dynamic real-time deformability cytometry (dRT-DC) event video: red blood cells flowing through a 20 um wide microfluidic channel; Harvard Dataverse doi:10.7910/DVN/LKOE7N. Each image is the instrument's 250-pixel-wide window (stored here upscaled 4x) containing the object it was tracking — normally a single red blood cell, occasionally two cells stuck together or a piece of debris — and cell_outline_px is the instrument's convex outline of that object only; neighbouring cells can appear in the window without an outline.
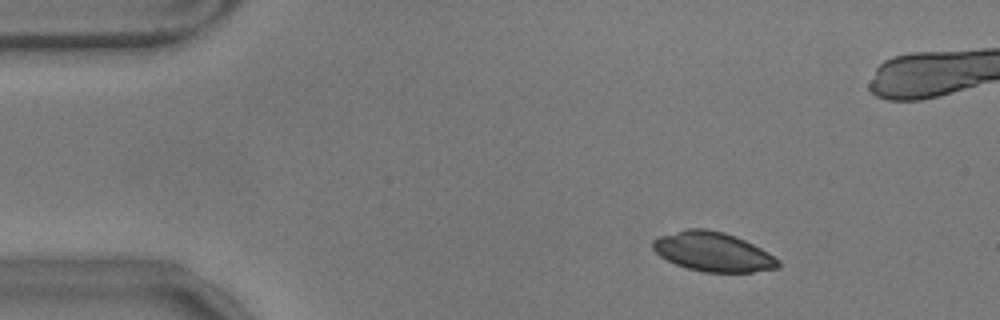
{"species": "common noctule bat (a hibernating species)", "species_latin": "Nyctalus noctula", "temperature_condition": "warm", "stored_images_in_passage": 51, "camera_frame_rate_fps": 3000, "um_per_image_px": 0.085, "animal": {"sex": "male", "body_mass_g": 17.9}, "frame": {"image": 1, "passage_image": 1, "time_ms": 0.0, "image_size_px": [1000, 320], "cell_outline_px": [[780, 268], [752, 272], [704, 272], [688, 268], [676, 264], [660, 256], [652, 248], [652, 240], [660, 236], [688, 228], [704, 228], [724, 232], [744, 240], [768, 252], [780, 260]], "centroid_in_image_um": [60.62, 21.4], "position_along_channel_um": 24.4, "area_um2": 28.61}}
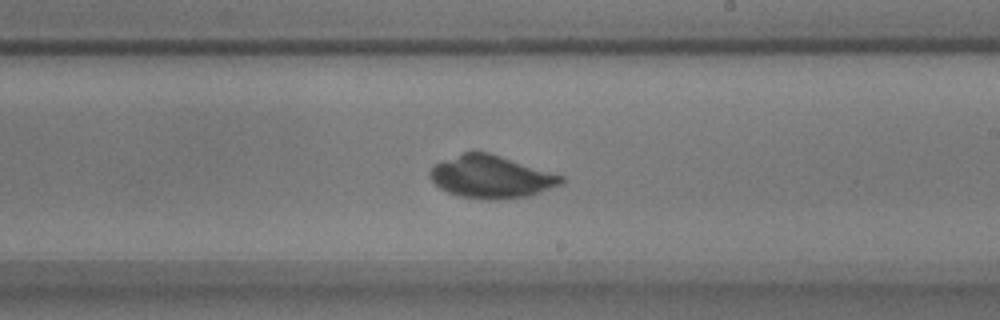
{"frame": {"image": 2, "passage_image": 26, "time_ms": 8.333, "image_size_px": [1000, 320], "cell_outline_px": [[564, 180], [560, 184], [540, 192], [528, 196], [496, 200], [488, 200], [460, 196], [448, 192], [440, 188], [428, 176], [428, 172], [436, 164], [444, 160], [464, 152], [488, 152], [564, 176]], "centroid_in_image_um": [41.73, 15.04], "position_along_channel_um": 247.3, "area_um2": 32.19}}
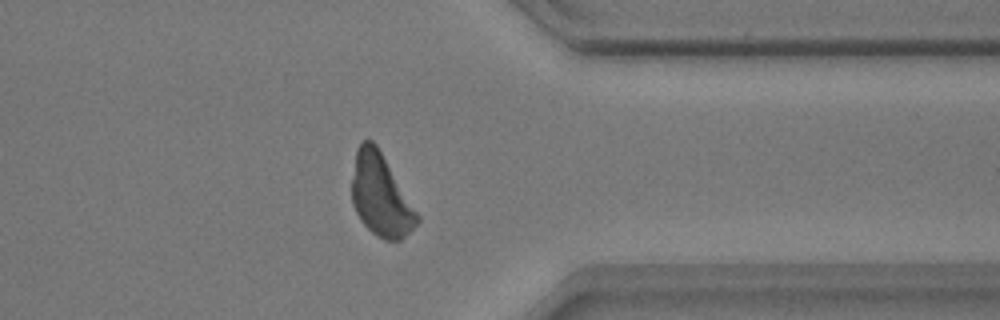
{"frame": {"image": 3, "passage_image": 38, "time_ms": 12.333, "image_size_px": [1000, 320], "cell_outline_px": [[420, 220], [400, 240], [384, 240], [376, 236], [360, 220], [352, 204], [352, 176], [356, 148], [364, 140], [372, 140], [376, 144], [420, 216]], "centroid_in_image_um": [32.34, 16.6], "position_along_channel_um": 379.1, "area_um2": 30.92}}